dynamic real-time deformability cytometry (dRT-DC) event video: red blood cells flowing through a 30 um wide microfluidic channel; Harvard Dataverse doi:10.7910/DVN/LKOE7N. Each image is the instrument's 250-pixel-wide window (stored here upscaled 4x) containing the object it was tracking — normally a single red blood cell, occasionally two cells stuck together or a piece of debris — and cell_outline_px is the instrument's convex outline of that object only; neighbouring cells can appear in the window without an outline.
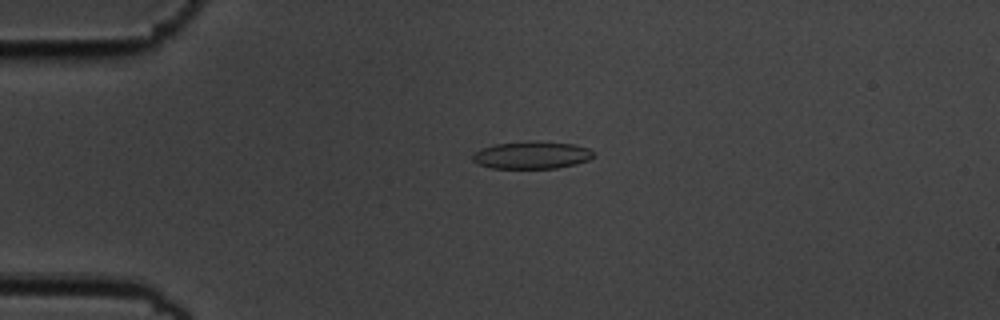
{"species": "common noctule bat (a hibernating species)", "species_latin": "Nyctalus noctula", "temperature_condition": "cold", "stored_images_in_passage": 5, "camera_frame_rate_fps": 3000, "um_per_image_px": 0.085, "animal": {"sex": "male", "body_mass_g": 19.5, "forearm_length_mm": 54.6}, "frame": {"image": 1, "passage_image": 4, "time_ms": 1.0, "image_size_px": [1000, 320], "cell_outline_px": [[596, 156], [588, 160], [576, 164], [556, 168], [492, 168], [480, 164], [472, 160], [472, 156], [476, 152], [484, 148], [496, 144], [536, 140], [572, 144], [588, 148], [596, 152]], "centroid_in_image_um": [45.27, 13.18], "position_along_channel_um": 39.7, "area_um2": 19.31}}